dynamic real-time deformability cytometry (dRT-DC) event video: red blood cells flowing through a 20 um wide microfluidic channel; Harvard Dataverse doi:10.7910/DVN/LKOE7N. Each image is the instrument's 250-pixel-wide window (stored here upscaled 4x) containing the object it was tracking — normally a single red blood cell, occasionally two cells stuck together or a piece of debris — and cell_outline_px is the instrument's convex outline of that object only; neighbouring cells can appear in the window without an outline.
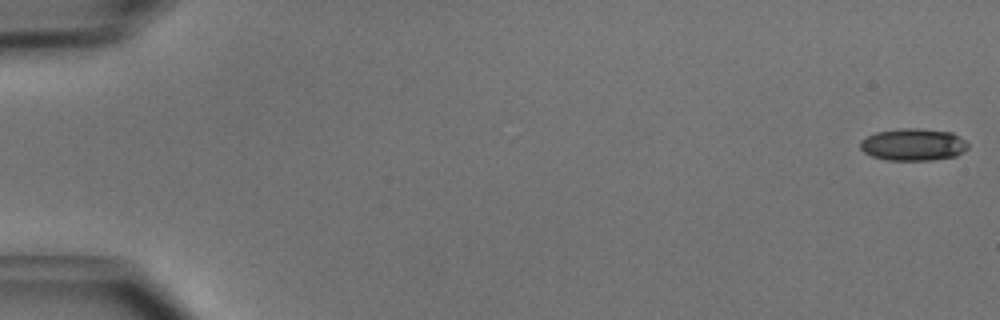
{"species": "common noctule bat (a hibernating species)", "species_latin": "Nyctalus noctula", "temperature_condition": "cold", "stored_images_in_passage": 21, "camera_frame_rate_fps": 3000, "um_per_image_px": 0.085, "animal": {"sex": "male", "body_mass_g": 15.6}, "frame": {"image": 1, "passage_image": 1, "time_ms": 0.0, "image_size_px": [1000, 320], "cell_outline_px": [[968, 148], [956, 156], [932, 160], [888, 160], [872, 156], [864, 152], [860, 148], [860, 140], [876, 132], [900, 128], [916, 128], [952, 132], [964, 140], [968, 144]], "centroid_in_image_um": [77.62, 12.29], "position_along_channel_um": 7.4, "area_um2": 20.17}}
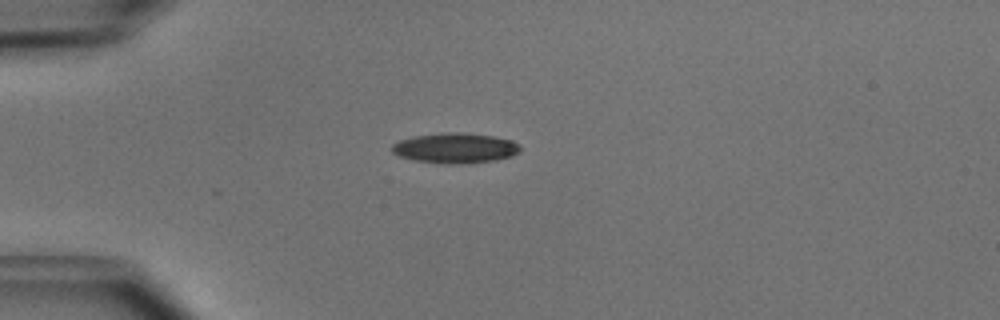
{"frame": {"image": 2, "passage_image": 14, "time_ms": 4.333, "image_size_px": [1000, 320], "cell_outline_px": [[520, 152], [512, 156], [492, 160], [452, 164], [448, 164], [416, 160], [400, 156], [392, 152], [392, 144], [400, 140], [412, 136], [452, 132], [464, 132], [492, 136], [512, 140], [520, 144]], "centroid_in_image_um": [38.71, 12.57], "position_along_channel_um": 46.3, "area_um2": 22.31}}